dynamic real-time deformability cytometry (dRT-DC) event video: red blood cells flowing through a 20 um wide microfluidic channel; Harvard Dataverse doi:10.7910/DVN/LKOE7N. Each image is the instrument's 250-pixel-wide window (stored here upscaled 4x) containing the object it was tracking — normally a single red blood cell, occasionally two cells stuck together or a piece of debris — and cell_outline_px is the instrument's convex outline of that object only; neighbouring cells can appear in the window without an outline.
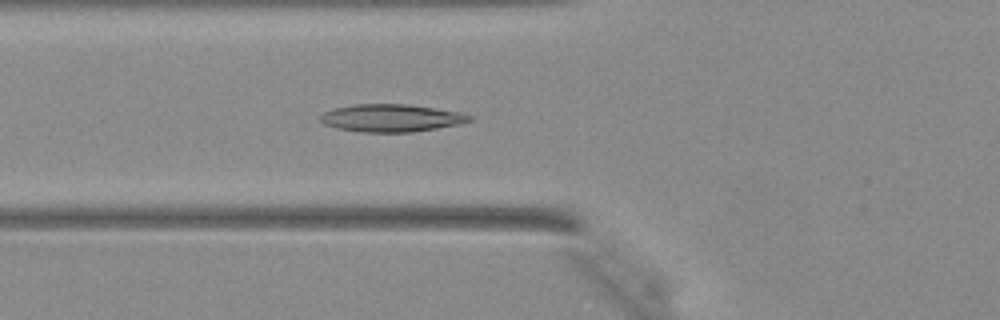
{"species": "Egyptian fruit bat (a non-hibernating species)", "species_latin": "Rousettus aegyptiacus", "temperature_condition": "warm", "stored_images_in_passage": 32, "camera_frame_rate_fps": 3000, "um_per_image_px": 0.085, "animal": {"sex": "female"}, "frame": {"image": 1, "passage_image": 5, "time_ms": 1.333, "image_size_px": [1000, 320], "cell_outline_px": [[472, 120], [460, 124], [412, 132], [360, 132], [336, 128], [324, 124], [320, 120], [320, 116], [324, 112], [332, 108], [352, 104], [408, 104], [460, 112], [472, 116]], "centroid_in_image_um": [33.23, 10.03], "position_along_channel_um": 92.6, "area_um2": 24.04}}
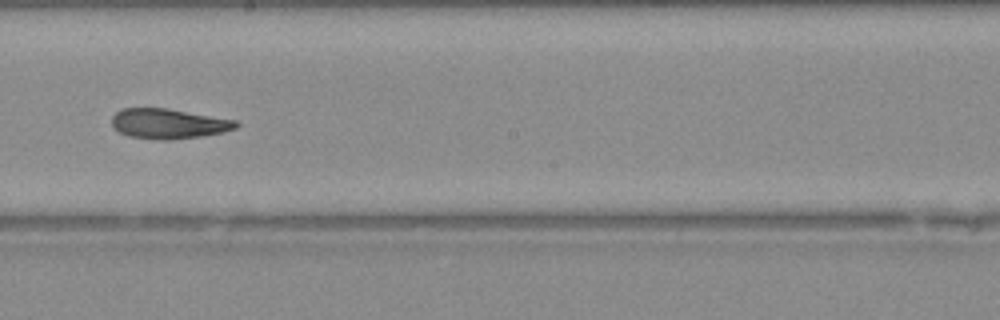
{"frame": {"image": 2, "passage_image": 14, "time_ms": 4.333, "image_size_px": [1000, 320], "cell_outline_px": [[240, 124], [236, 128], [220, 132], [200, 136], [168, 140], [156, 140], [128, 136], [120, 132], [112, 124], [112, 116], [120, 108], [168, 108], [236, 120]], "centroid_in_image_um": [14.3, 10.5], "position_along_channel_um": 233.9, "area_um2": 21.68}}
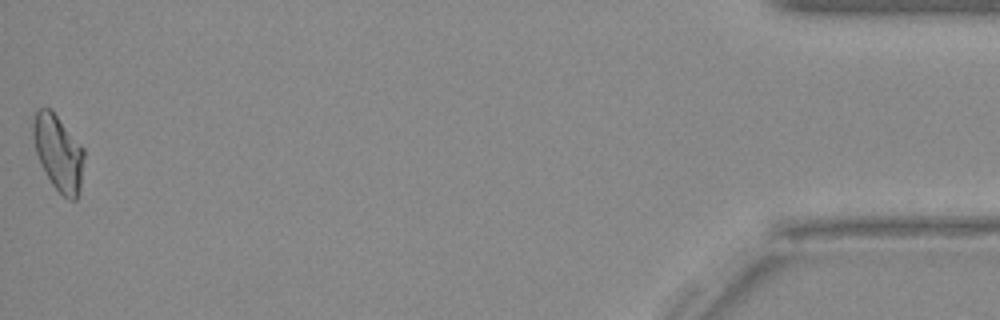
{"frame": {"image": 3, "passage_image": 32, "time_ms": 10.333, "image_size_px": [1000, 320], "cell_outline_px": [[84, 156], [80, 192], [76, 200], [68, 200], [52, 184], [36, 152], [32, 136], [32, 124], [36, 108], [48, 108], [56, 116], [84, 148]], "centroid_in_image_um": [4.96, 12.99], "position_along_channel_um": 430.2, "area_um2": 22.14}}